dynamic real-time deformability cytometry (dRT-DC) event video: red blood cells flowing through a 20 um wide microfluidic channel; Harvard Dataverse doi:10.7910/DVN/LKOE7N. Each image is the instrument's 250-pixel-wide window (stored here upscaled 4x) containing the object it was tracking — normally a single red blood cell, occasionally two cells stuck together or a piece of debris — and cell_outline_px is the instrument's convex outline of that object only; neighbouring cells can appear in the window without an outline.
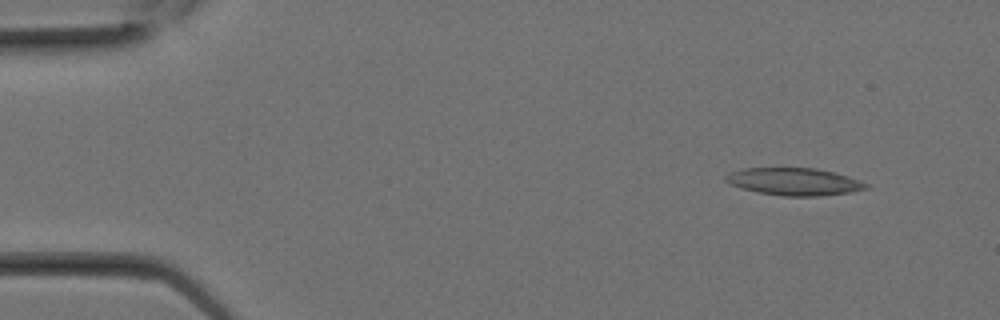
{"species": "Egyptian fruit bat (a non-hibernating species)", "species_latin": "Rousettus aegyptiacus", "temperature_condition": "room temperature", "stored_images_in_passage": 2, "camera_frame_rate_fps": 3000, "um_per_image_px": 0.085, "animal": {"sex": "female"}, "frame": {"image": 1, "passage_image": 1, "time_ms": 0.0, "image_size_px": [1000, 320], "cell_outline_px": [[868, 188], [848, 192], [820, 196], [780, 196], [756, 192], [732, 184], [724, 180], [724, 176], [728, 172], [744, 168], [816, 168], [832, 172], [860, 180], [868, 184]], "centroid_in_image_um": [67.46, 15.44], "position_along_channel_um": 17.5, "area_um2": 22.25}}